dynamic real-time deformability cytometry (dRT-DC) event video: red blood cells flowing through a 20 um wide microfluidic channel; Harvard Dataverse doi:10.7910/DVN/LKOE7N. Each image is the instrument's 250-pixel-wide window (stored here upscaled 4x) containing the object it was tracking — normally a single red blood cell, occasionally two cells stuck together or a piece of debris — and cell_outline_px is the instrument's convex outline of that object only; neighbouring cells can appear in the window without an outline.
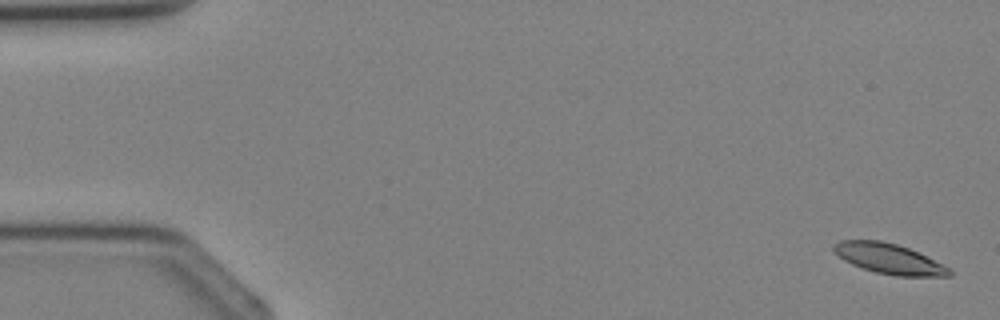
{"species": "Egyptian fruit bat (a non-hibernating species)", "species_latin": "Rousettus aegyptiacus", "temperature_condition": "cold", "stored_images_in_passage": 3, "camera_frame_rate_fps": 3000, "um_per_image_px": 0.085, "animal": {"sex": "female"}, "frame": {"image": 1, "passage_image": 1, "time_ms": 0.0, "image_size_px": [1000, 320], "cell_outline_px": [[952, 276], [896, 276], [876, 272], [852, 264], [844, 260], [832, 248], [832, 244], [840, 240], [880, 240], [896, 244], [908, 248], [952, 268]], "centroid_in_image_um": [75.59, 21.99], "position_along_channel_um": 9.4, "area_um2": 20.23}}
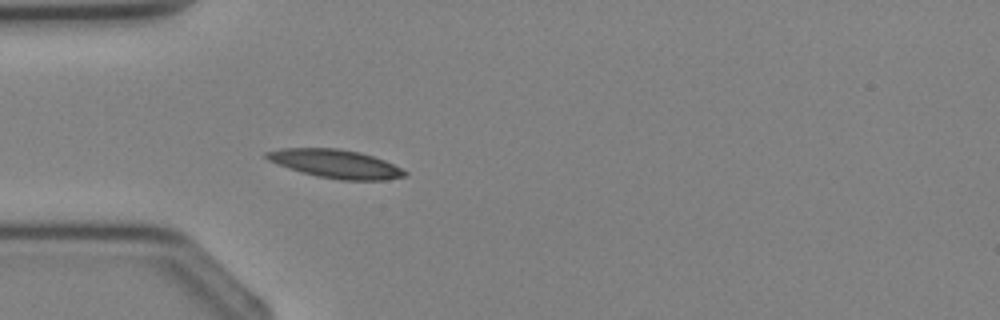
{"frame": {"image": 2, "passage_image": 3, "time_ms": 3.333, "image_size_px": [1000, 320], "cell_outline_px": [[408, 176], [388, 180], [340, 180], [316, 176], [288, 168], [268, 160], [264, 156], [264, 152], [280, 148], [336, 148], [360, 152], [384, 160], [408, 172]], "centroid_in_image_um": [28.52, 13.93], "position_along_channel_um": 56.5, "area_um2": 23.0}}